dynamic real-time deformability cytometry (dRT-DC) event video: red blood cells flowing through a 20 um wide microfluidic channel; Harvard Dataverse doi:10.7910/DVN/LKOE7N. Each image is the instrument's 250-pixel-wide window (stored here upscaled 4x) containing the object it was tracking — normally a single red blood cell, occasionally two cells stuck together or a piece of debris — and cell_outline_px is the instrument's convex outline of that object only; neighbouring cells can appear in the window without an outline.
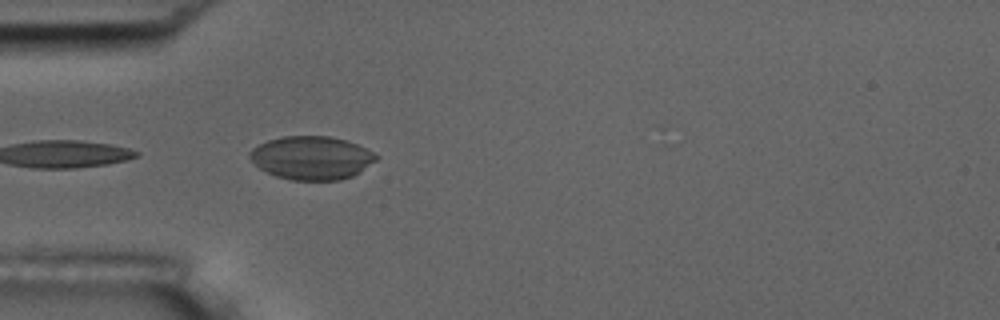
{"species": "common noctule bat (a hibernating species)", "species_latin": "Nyctalus noctula", "temperature_condition": "room temperature", "stored_images_in_passage": 4, "camera_frame_rate_fps": 3000, "um_per_image_px": 0.085, "animal": {"sex": "male", "body_mass_g": 17.5, "forearm_length_mm": 52.3}, "frame": {"image": 1, "passage_image": 4, "time_ms": 4.667, "image_size_px": [1000, 320], "cell_outline_px": [[380, 156], [376, 160], [360, 172], [352, 176], [340, 180], [288, 180], [276, 176], [260, 168], [248, 156], [248, 152], [252, 148], [268, 140], [284, 136], [328, 136], [348, 140]], "centroid_in_image_um": [26.49, 13.42], "position_along_channel_um": 58.5, "area_um2": 31.91}}